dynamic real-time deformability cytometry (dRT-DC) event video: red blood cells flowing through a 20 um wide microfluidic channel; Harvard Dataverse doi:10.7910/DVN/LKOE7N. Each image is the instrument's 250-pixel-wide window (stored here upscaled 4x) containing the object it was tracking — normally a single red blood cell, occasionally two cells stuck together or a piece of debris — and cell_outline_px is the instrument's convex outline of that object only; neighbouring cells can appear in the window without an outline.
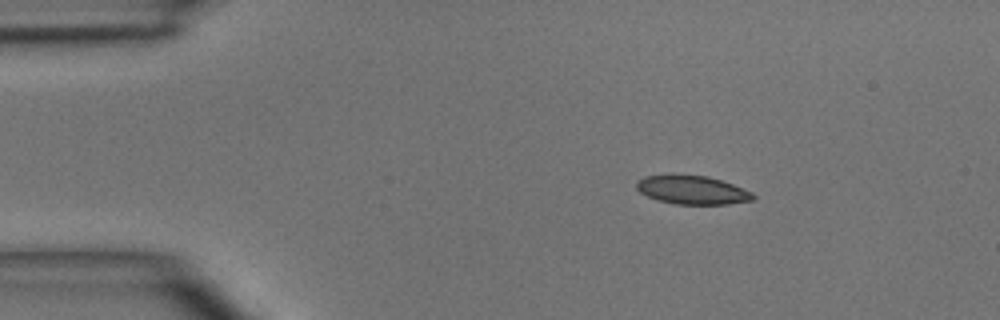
{"species": "common noctule bat (a hibernating species)", "species_latin": "Nyctalus noctula", "temperature_condition": "room temperature", "stored_images_in_passage": 4, "camera_frame_rate_fps": 3000, "um_per_image_px": 0.085, "animal": {"sex": "male", "body_mass_g": 15.6}, "frame": {"image": 1, "passage_image": 1, "time_ms": 0.0, "image_size_px": [1000, 320], "cell_outline_px": [[756, 196], [752, 200], [728, 204], [676, 204], [656, 200], [640, 192], [636, 188], [636, 180], [644, 176], [668, 172], [672, 172], [708, 176], [732, 184], [752, 192]], "centroid_in_image_um": [58.76, 16.1], "position_along_channel_um": 26.2, "area_um2": 20.06}}
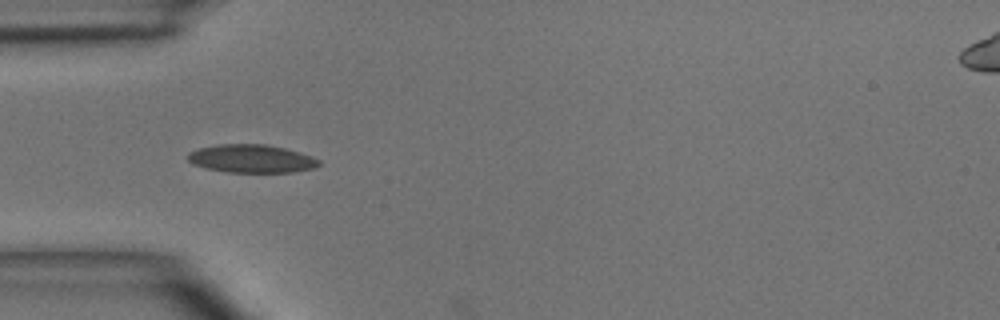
{"frame": {"image": 2, "passage_image": 3, "time_ms": 2.333, "image_size_px": [1000, 320], "cell_outline_px": [[320, 164], [316, 168], [292, 172], [228, 172], [208, 168], [192, 164], [188, 160], [188, 152], [200, 148], [216, 144], [268, 144], [300, 152], [312, 156], [320, 160]], "centroid_in_image_um": [21.4, 13.48], "position_along_channel_um": 63.6, "area_um2": 21.56}}